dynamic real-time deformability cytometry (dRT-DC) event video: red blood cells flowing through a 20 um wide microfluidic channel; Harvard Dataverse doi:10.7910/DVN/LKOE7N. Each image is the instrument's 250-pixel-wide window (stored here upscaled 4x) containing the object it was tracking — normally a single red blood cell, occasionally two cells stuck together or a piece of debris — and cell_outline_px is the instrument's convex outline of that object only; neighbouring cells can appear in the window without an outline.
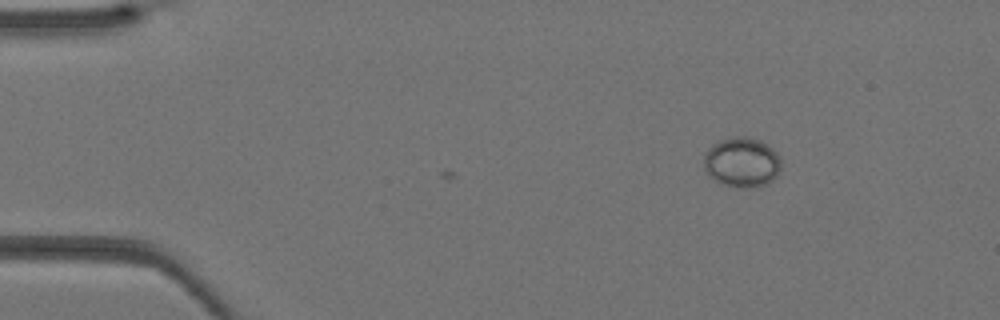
{"species": "Egyptian fruit bat (a non-hibernating species)", "species_latin": "Rousettus aegyptiacus", "temperature_condition": "warm", "stored_images_in_passage": 7, "camera_frame_rate_fps": 3000, "um_per_image_px": 0.085, "animal": {"sex": "female"}, "frame": {"image": 1, "passage_image": 7, "time_ms": 2.0, "image_size_px": [1000, 320], "cell_outline_px": [[780, 168], [776, 176], [768, 184], [748, 188], [740, 188], [720, 184], [708, 176], [704, 172], [704, 152], [712, 144], [720, 140], [736, 136], [748, 136], [760, 140], [768, 144], [780, 156]], "centroid_in_image_um": [63.03, 13.8], "position_along_channel_um": 22.0, "area_um2": 22.95}}